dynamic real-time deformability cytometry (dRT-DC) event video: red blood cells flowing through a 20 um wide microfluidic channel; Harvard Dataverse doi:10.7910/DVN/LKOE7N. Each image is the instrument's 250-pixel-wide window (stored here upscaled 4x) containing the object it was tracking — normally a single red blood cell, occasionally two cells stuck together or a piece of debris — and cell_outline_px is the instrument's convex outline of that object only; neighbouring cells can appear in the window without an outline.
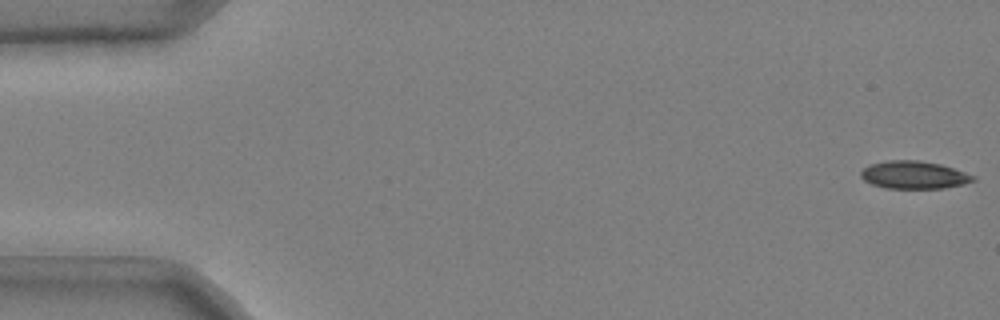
{"species": "common noctule bat (a hibernating species)", "species_latin": "Nyctalus noctula", "temperature_condition": "cold", "stored_images_in_passage": 51, "camera_frame_rate_fps": 3000, "um_per_image_px": 0.085, "animal": {"sex": "male", "body_mass_g": 20.4}, "frame": {"image": 1, "passage_image": 1, "time_ms": 0.0, "image_size_px": [1000, 320], "cell_outline_px": [[976, 180], [964, 184], [944, 188], [884, 188], [872, 184], [864, 180], [860, 176], [860, 172], [868, 164], [888, 160], [916, 160], [940, 164], [976, 176]], "centroid_in_image_um": [77.66, 14.87], "position_along_channel_um": 7.3, "area_um2": 18.15}}
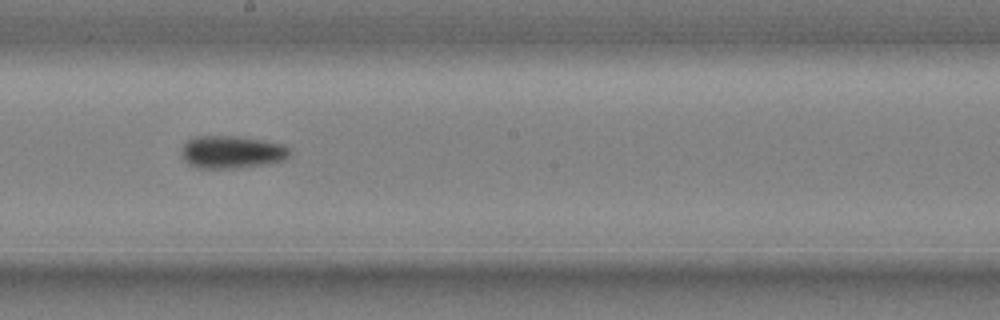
{"frame": {"image": 2, "passage_image": 30, "time_ms": 9.667, "image_size_px": [1000, 320], "cell_outline_px": [[292, 156], [284, 160], [264, 164], [236, 168], [196, 168], [188, 164], [180, 156], [180, 152], [184, 144], [188, 140], [196, 136], [236, 136], [284, 144], [292, 152]], "centroid_in_image_um": [19.69, 12.93], "position_along_channel_um": 228.5, "area_um2": 20.75}}
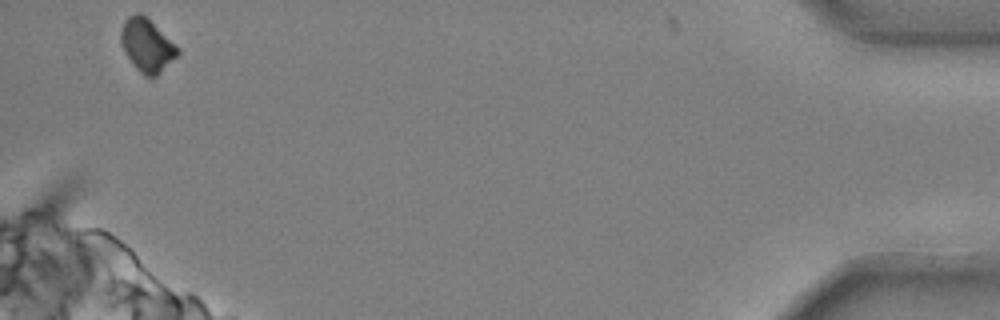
{"frame": {"image": 3, "passage_image": 51, "time_ms": 16.667, "image_size_px": [1000, 320], "cell_outline_px": [[180, 52], [156, 76], [144, 76], [132, 64], [124, 52], [120, 44], [120, 32], [124, 20], [128, 16], [136, 12], [140, 12], [180, 48]], "centroid_in_image_um": [12.45, 3.84], "position_along_channel_um": 422.7, "area_um2": 17.4}, "authors_computed_cell_mechanics": {"area_um2": 19.3052, "velocity_mm_per_s": 3.6985, "shape_relaxation_time_tau1_ms": 3.4066, "shape_relaxation_time_tau2_ms": null, "deformation_change_tau1": 0.0839, "deformation_change_tau2": null}}